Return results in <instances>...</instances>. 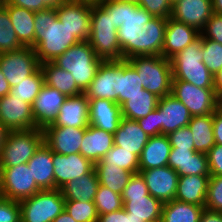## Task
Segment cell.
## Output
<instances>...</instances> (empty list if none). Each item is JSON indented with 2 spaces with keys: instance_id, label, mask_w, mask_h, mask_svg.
<instances>
[{
  "instance_id": "cell-3",
  "label": "cell",
  "mask_w": 222,
  "mask_h": 222,
  "mask_svg": "<svg viewBox=\"0 0 222 222\" xmlns=\"http://www.w3.org/2000/svg\"><path fill=\"white\" fill-rule=\"evenodd\" d=\"M102 61L88 41H81L69 47L52 62L63 70L70 72L76 85L85 92L94 79Z\"/></svg>"
},
{
  "instance_id": "cell-51",
  "label": "cell",
  "mask_w": 222,
  "mask_h": 222,
  "mask_svg": "<svg viewBox=\"0 0 222 222\" xmlns=\"http://www.w3.org/2000/svg\"><path fill=\"white\" fill-rule=\"evenodd\" d=\"M200 33L204 38L222 44V15L213 13Z\"/></svg>"
},
{
  "instance_id": "cell-48",
  "label": "cell",
  "mask_w": 222,
  "mask_h": 222,
  "mask_svg": "<svg viewBox=\"0 0 222 222\" xmlns=\"http://www.w3.org/2000/svg\"><path fill=\"white\" fill-rule=\"evenodd\" d=\"M0 222H21L19 201L0 196Z\"/></svg>"
},
{
  "instance_id": "cell-25",
  "label": "cell",
  "mask_w": 222,
  "mask_h": 222,
  "mask_svg": "<svg viewBox=\"0 0 222 222\" xmlns=\"http://www.w3.org/2000/svg\"><path fill=\"white\" fill-rule=\"evenodd\" d=\"M121 106L108 99H89V125L115 133L122 119Z\"/></svg>"
},
{
  "instance_id": "cell-58",
  "label": "cell",
  "mask_w": 222,
  "mask_h": 222,
  "mask_svg": "<svg viewBox=\"0 0 222 222\" xmlns=\"http://www.w3.org/2000/svg\"><path fill=\"white\" fill-rule=\"evenodd\" d=\"M5 4H11L33 12H37V0H7Z\"/></svg>"
},
{
  "instance_id": "cell-43",
  "label": "cell",
  "mask_w": 222,
  "mask_h": 222,
  "mask_svg": "<svg viewBox=\"0 0 222 222\" xmlns=\"http://www.w3.org/2000/svg\"><path fill=\"white\" fill-rule=\"evenodd\" d=\"M65 211L76 222H98L99 214L93 201L65 200Z\"/></svg>"
},
{
  "instance_id": "cell-66",
  "label": "cell",
  "mask_w": 222,
  "mask_h": 222,
  "mask_svg": "<svg viewBox=\"0 0 222 222\" xmlns=\"http://www.w3.org/2000/svg\"><path fill=\"white\" fill-rule=\"evenodd\" d=\"M7 2V0H0V6L5 4Z\"/></svg>"
},
{
  "instance_id": "cell-24",
  "label": "cell",
  "mask_w": 222,
  "mask_h": 222,
  "mask_svg": "<svg viewBox=\"0 0 222 222\" xmlns=\"http://www.w3.org/2000/svg\"><path fill=\"white\" fill-rule=\"evenodd\" d=\"M167 19L153 17L136 37V56L162 55Z\"/></svg>"
},
{
  "instance_id": "cell-35",
  "label": "cell",
  "mask_w": 222,
  "mask_h": 222,
  "mask_svg": "<svg viewBox=\"0 0 222 222\" xmlns=\"http://www.w3.org/2000/svg\"><path fill=\"white\" fill-rule=\"evenodd\" d=\"M188 127L193 133L196 152L207 153L216 144L213 132V114L192 116Z\"/></svg>"
},
{
  "instance_id": "cell-53",
  "label": "cell",
  "mask_w": 222,
  "mask_h": 222,
  "mask_svg": "<svg viewBox=\"0 0 222 222\" xmlns=\"http://www.w3.org/2000/svg\"><path fill=\"white\" fill-rule=\"evenodd\" d=\"M141 129L149 136L159 135V108L157 106L146 117L137 120Z\"/></svg>"
},
{
  "instance_id": "cell-59",
  "label": "cell",
  "mask_w": 222,
  "mask_h": 222,
  "mask_svg": "<svg viewBox=\"0 0 222 222\" xmlns=\"http://www.w3.org/2000/svg\"><path fill=\"white\" fill-rule=\"evenodd\" d=\"M66 0H37V12L46 9H56Z\"/></svg>"
},
{
  "instance_id": "cell-5",
  "label": "cell",
  "mask_w": 222,
  "mask_h": 222,
  "mask_svg": "<svg viewBox=\"0 0 222 222\" xmlns=\"http://www.w3.org/2000/svg\"><path fill=\"white\" fill-rule=\"evenodd\" d=\"M137 71L142 86L162 98L171 94L172 66L162 55L134 56L126 59Z\"/></svg>"
},
{
  "instance_id": "cell-14",
  "label": "cell",
  "mask_w": 222,
  "mask_h": 222,
  "mask_svg": "<svg viewBox=\"0 0 222 222\" xmlns=\"http://www.w3.org/2000/svg\"><path fill=\"white\" fill-rule=\"evenodd\" d=\"M0 122L9 131L36 128L32 105L10 94L0 98Z\"/></svg>"
},
{
  "instance_id": "cell-47",
  "label": "cell",
  "mask_w": 222,
  "mask_h": 222,
  "mask_svg": "<svg viewBox=\"0 0 222 222\" xmlns=\"http://www.w3.org/2000/svg\"><path fill=\"white\" fill-rule=\"evenodd\" d=\"M172 3L169 0H139L138 6L146 10L153 17L167 19L172 14Z\"/></svg>"
},
{
  "instance_id": "cell-54",
  "label": "cell",
  "mask_w": 222,
  "mask_h": 222,
  "mask_svg": "<svg viewBox=\"0 0 222 222\" xmlns=\"http://www.w3.org/2000/svg\"><path fill=\"white\" fill-rule=\"evenodd\" d=\"M211 176H222V145L215 144L207 153Z\"/></svg>"
},
{
  "instance_id": "cell-64",
  "label": "cell",
  "mask_w": 222,
  "mask_h": 222,
  "mask_svg": "<svg viewBox=\"0 0 222 222\" xmlns=\"http://www.w3.org/2000/svg\"><path fill=\"white\" fill-rule=\"evenodd\" d=\"M213 13L222 15V0H212Z\"/></svg>"
},
{
  "instance_id": "cell-63",
  "label": "cell",
  "mask_w": 222,
  "mask_h": 222,
  "mask_svg": "<svg viewBox=\"0 0 222 222\" xmlns=\"http://www.w3.org/2000/svg\"><path fill=\"white\" fill-rule=\"evenodd\" d=\"M8 133L9 130L0 122V151L6 141Z\"/></svg>"
},
{
  "instance_id": "cell-26",
  "label": "cell",
  "mask_w": 222,
  "mask_h": 222,
  "mask_svg": "<svg viewBox=\"0 0 222 222\" xmlns=\"http://www.w3.org/2000/svg\"><path fill=\"white\" fill-rule=\"evenodd\" d=\"M113 145L114 134L88 125L83 135L80 154L95 164L103 158Z\"/></svg>"
},
{
  "instance_id": "cell-55",
  "label": "cell",
  "mask_w": 222,
  "mask_h": 222,
  "mask_svg": "<svg viewBox=\"0 0 222 222\" xmlns=\"http://www.w3.org/2000/svg\"><path fill=\"white\" fill-rule=\"evenodd\" d=\"M98 222H139L135 220L124 208L108 214L99 215Z\"/></svg>"
},
{
  "instance_id": "cell-57",
  "label": "cell",
  "mask_w": 222,
  "mask_h": 222,
  "mask_svg": "<svg viewBox=\"0 0 222 222\" xmlns=\"http://www.w3.org/2000/svg\"><path fill=\"white\" fill-rule=\"evenodd\" d=\"M200 222H222V212L204 209L201 214Z\"/></svg>"
},
{
  "instance_id": "cell-38",
  "label": "cell",
  "mask_w": 222,
  "mask_h": 222,
  "mask_svg": "<svg viewBox=\"0 0 222 222\" xmlns=\"http://www.w3.org/2000/svg\"><path fill=\"white\" fill-rule=\"evenodd\" d=\"M94 169L100 185L121 195L133 175L132 172L114 165H94Z\"/></svg>"
},
{
  "instance_id": "cell-17",
  "label": "cell",
  "mask_w": 222,
  "mask_h": 222,
  "mask_svg": "<svg viewBox=\"0 0 222 222\" xmlns=\"http://www.w3.org/2000/svg\"><path fill=\"white\" fill-rule=\"evenodd\" d=\"M157 106L159 108V135H168L188 126L192 118L188 108L172 94L159 98Z\"/></svg>"
},
{
  "instance_id": "cell-45",
  "label": "cell",
  "mask_w": 222,
  "mask_h": 222,
  "mask_svg": "<svg viewBox=\"0 0 222 222\" xmlns=\"http://www.w3.org/2000/svg\"><path fill=\"white\" fill-rule=\"evenodd\" d=\"M202 62L215 75L222 68V44L201 35Z\"/></svg>"
},
{
  "instance_id": "cell-60",
  "label": "cell",
  "mask_w": 222,
  "mask_h": 222,
  "mask_svg": "<svg viewBox=\"0 0 222 222\" xmlns=\"http://www.w3.org/2000/svg\"><path fill=\"white\" fill-rule=\"evenodd\" d=\"M214 89L217 96L222 100V68L214 75Z\"/></svg>"
},
{
  "instance_id": "cell-67",
  "label": "cell",
  "mask_w": 222,
  "mask_h": 222,
  "mask_svg": "<svg viewBox=\"0 0 222 222\" xmlns=\"http://www.w3.org/2000/svg\"><path fill=\"white\" fill-rule=\"evenodd\" d=\"M84 1H89V2H93V3L99 2V0H84Z\"/></svg>"
},
{
  "instance_id": "cell-15",
  "label": "cell",
  "mask_w": 222,
  "mask_h": 222,
  "mask_svg": "<svg viewBox=\"0 0 222 222\" xmlns=\"http://www.w3.org/2000/svg\"><path fill=\"white\" fill-rule=\"evenodd\" d=\"M149 194L162 203L175 199L179 175L170 166L139 170Z\"/></svg>"
},
{
  "instance_id": "cell-13",
  "label": "cell",
  "mask_w": 222,
  "mask_h": 222,
  "mask_svg": "<svg viewBox=\"0 0 222 222\" xmlns=\"http://www.w3.org/2000/svg\"><path fill=\"white\" fill-rule=\"evenodd\" d=\"M153 16L134 3H127L125 22L118 28L122 59L136 56V37Z\"/></svg>"
},
{
  "instance_id": "cell-36",
  "label": "cell",
  "mask_w": 222,
  "mask_h": 222,
  "mask_svg": "<svg viewBox=\"0 0 222 222\" xmlns=\"http://www.w3.org/2000/svg\"><path fill=\"white\" fill-rule=\"evenodd\" d=\"M205 207L172 200L163 203L161 222H200Z\"/></svg>"
},
{
  "instance_id": "cell-21",
  "label": "cell",
  "mask_w": 222,
  "mask_h": 222,
  "mask_svg": "<svg viewBox=\"0 0 222 222\" xmlns=\"http://www.w3.org/2000/svg\"><path fill=\"white\" fill-rule=\"evenodd\" d=\"M170 166L179 176H211L207 154L195 149L171 148L168 158Z\"/></svg>"
},
{
  "instance_id": "cell-11",
  "label": "cell",
  "mask_w": 222,
  "mask_h": 222,
  "mask_svg": "<svg viewBox=\"0 0 222 222\" xmlns=\"http://www.w3.org/2000/svg\"><path fill=\"white\" fill-rule=\"evenodd\" d=\"M92 2L66 0L56 8L59 21L65 25L80 42L88 41L91 27Z\"/></svg>"
},
{
  "instance_id": "cell-41",
  "label": "cell",
  "mask_w": 222,
  "mask_h": 222,
  "mask_svg": "<svg viewBox=\"0 0 222 222\" xmlns=\"http://www.w3.org/2000/svg\"><path fill=\"white\" fill-rule=\"evenodd\" d=\"M94 165H114L134 174L139 172V156L120 146L113 145L103 158Z\"/></svg>"
},
{
  "instance_id": "cell-50",
  "label": "cell",
  "mask_w": 222,
  "mask_h": 222,
  "mask_svg": "<svg viewBox=\"0 0 222 222\" xmlns=\"http://www.w3.org/2000/svg\"><path fill=\"white\" fill-rule=\"evenodd\" d=\"M193 133L189 127H182L174 132L169 133L168 139L171 148L194 149Z\"/></svg>"
},
{
  "instance_id": "cell-23",
  "label": "cell",
  "mask_w": 222,
  "mask_h": 222,
  "mask_svg": "<svg viewBox=\"0 0 222 222\" xmlns=\"http://www.w3.org/2000/svg\"><path fill=\"white\" fill-rule=\"evenodd\" d=\"M89 125V99L85 93L67 97L52 124L48 126H64L87 128Z\"/></svg>"
},
{
  "instance_id": "cell-4",
  "label": "cell",
  "mask_w": 222,
  "mask_h": 222,
  "mask_svg": "<svg viewBox=\"0 0 222 222\" xmlns=\"http://www.w3.org/2000/svg\"><path fill=\"white\" fill-rule=\"evenodd\" d=\"M202 56L200 34L196 41L170 59L172 80H183L198 88H214V75L202 62Z\"/></svg>"
},
{
  "instance_id": "cell-46",
  "label": "cell",
  "mask_w": 222,
  "mask_h": 222,
  "mask_svg": "<svg viewBox=\"0 0 222 222\" xmlns=\"http://www.w3.org/2000/svg\"><path fill=\"white\" fill-rule=\"evenodd\" d=\"M205 208L222 212V176H210Z\"/></svg>"
},
{
  "instance_id": "cell-52",
  "label": "cell",
  "mask_w": 222,
  "mask_h": 222,
  "mask_svg": "<svg viewBox=\"0 0 222 222\" xmlns=\"http://www.w3.org/2000/svg\"><path fill=\"white\" fill-rule=\"evenodd\" d=\"M100 3L112 14L114 26L118 29L125 22L127 2L108 0Z\"/></svg>"
},
{
  "instance_id": "cell-30",
  "label": "cell",
  "mask_w": 222,
  "mask_h": 222,
  "mask_svg": "<svg viewBox=\"0 0 222 222\" xmlns=\"http://www.w3.org/2000/svg\"><path fill=\"white\" fill-rule=\"evenodd\" d=\"M171 145L167 135L149 137L139 156V170L168 166Z\"/></svg>"
},
{
  "instance_id": "cell-9",
  "label": "cell",
  "mask_w": 222,
  "mask_h": 222,
  "mask_svg": "<svg viewBox=\"0 0 222 222\" xmlns=\"http://www.w3.org/2000/svg\"><path fill=\"white\" fill-rule=\"evenodd\" d=\"M39 191L27 163L0 167V196L20 202Z\"/></svg>"
},
{
  "instance_id": "cell-8",
  "label": "cell",
  "mask_w": 222,
  "mask_h": 222,
  "mask_svg": "<svg viewBox=\"0 0 222 222\" xmlns=\"http://www.w3.org/2000/svg\"><path fill=\"white\" fill-rule=\"evenodd\" d=\"M171 94L188 108L192 116L213 114L222 104L214 88H198L183 80H172Z\"/></svg>"
},
{
  "instance_id": "cell-40",
  "label": "cell",
  "mask_w": 222,
  "mask_h": 222,
  "mask_svg": "<svg viewBox=\"0 0 222 222\" xmlns=\"http://www.w3.org/2000/svg\"><path fill=\"white\" fill-rule=\"evenodd\" d=\"M43 85L44 74L41 67H39L31 76L23 79L18 85L12 87L9 94L12 97H17L32 105Z\"/></svg>"
},
{
  "instance_id": "cell-42",
  "label": "cell",
  "mask_w": 222,
  "mask_h": 222,
  "mask_svg": "<svg viewBox=\"0 0 222 222\" xmlns=\"http://www.w3.org/2000/svg\"><path fill=\"white\" fill-rule=\"evenodd\" d=\"M24 47L13 28L8 11L0 6V54L16 51Z\"/></svg>"
},
{
  "instance_id": "cell-1",
  "label": "cell",
  "mask_w": 222,
  "mask_h": 222,
  "mask_svg": "<svg viewBox=\"0 0 222 222\" xmlns=\"http://www.w3.org/2000/svg\"><path fill=\"white\" fill-rule=\"evenodd\" d=\"M35 45L39 63L52 62L69 47L80 41L63 25L56 9H46L35 12Z\"/></svg>"
},
{
  "instance_id": "cell-29",
  "label": "cell",
  "mask_w": 222,
  "mask_h": 222,
  "mask_svg": "<svg viewBox=\"0 0 222 222\" xmlns=\"http://www.w3.org/2000/svg\"><path fill=\"white\" fill-rule=\"evenodd\" d=\"M210 176H179L175 200L205 207Z\"/></svg>"
},
{
  "instance_id": "cell-33",
  "label": "cell",
  "mask_w": 222,
  "mask_h": 222,
  "mask_svg": "<svg viewBox=\"0 0 222 222\" xmlns=\"http://www.w3.org/2000/svg\"><path fill=\"white\" fill-rule=\"evenodd\" d=\"M44 74V83L57 89L67 97L84 93L77 85L72 74L55 65L53 62L40 64Z\"/></svg>"
},
{
  "instance_id": "cell-68",
  "label": "cell",
  "mask_w": 222,
  "mask_h": 222,
  "mask_svg": "<svg viewBox=\"0 0 222 222\" xmlns=\"http://www.w3.org/2000/svg\"><path fill=\"white\" fill-rule=\"evenodd\" d=\"M172 4H174L178 0H169Z\"/></svg>"
},
{
  "instance_id": "cell-49",
  "label": "cell",
  "mask_w": 222,
  "mask_h": 222,
  "mask_svg": "<svg viewBox=\"0 0 222 222\" xmlns=\"http://www.w3.org/2000/svg\"><path fill=\"white\" fill-rule=\"evenodd\" d=\"M149 195L148 188L146 183L142 177V175L138 173H134L128 184L125 186L122 192V201L124 202L128 197H137V196H147Z\"/></svg>"
},
{
  "instance_id": "cell-65",
  "label": "cell",
  "mask_w": 222,
  "mask_h": 222,
  "mask_svg": "<svg viewBox=\"0 0 222 222\" xmlns=\"http://www.w3.org/2000/svg\"><path fill=\"white\" fill-rule=\"evenodd\" d=\"M116 1H120V2H127V3H134L138 5V1L139 0H116Z\"/></svg>"
},
{
  "instance_id": "cell-10",
  "label": "cell",
  "mask_w": 222,
  "mask_h": 222,
  "mask_svg": "<svg viewBox=\"0 0 222 222\" xmlns=\"http://www.w3.org/2000/svg\"><path fill=\"white\" fill-rule=\"evenodd\" d=\"M39 67L40 63L33 47H22L0 54V70L11 88L31 76Z\"/></svg>"
},
{
  "instance_id": "cell-39",
  "label": "cell",
  "mask_w": 222,
  "mask_h": 222,
  "mask_svg": "<svg viewBox=\"0 0 222 222\" xmlns=\"http://www.w3.org/2000/svg\"><path fill=\"white\" fill-rule=\"evenodd\" d=\"M144 87L135 68L125 59L120 60V94L119 106L129 97L142 93Z\"/></svg>"
},
{
  "instance_id": "cell-44",
  "label": "cell",
  "mask_w": 222,
  "mask_h": 222,
  "mask_svg": "<svg viewBox=\"0 0 222 222\" xmlns=\"http://www.w3.org/2000/svg\"><path fill=\"white\" fill-rule=\"evenodd\" d=\"M93 202L99 215L108 214L123 208L121 194L113 192L100 184Z\"/></svg>"
},
{
  "instance_id": "cell-61",
  "label": "cell",
  "mask_w": 222,
  "mask_h": 222,
  "mask_svg": "<svg viewBox=\"0 0 222 222\" xmlns=\"http://www.w3.org/2000/svg\"><path fill=\"white\" fill-rule=\"evenodd\" d=\"M11 86L0 70V98L9 94Z\"/></svg>"
},
{
  "instance_id": "cell-27",
  "label": "cell",
  "mask_w": 222,
  "mask_h": 222,
  "mask_svg": "<svg viewBox=\"0 0 222 222\" xmlns=\"http://www.w3.org/2000/svg\"><path fill=\"white\" fill-rule=\"evenodd\" d=\"M27 165L41 190L54 189L53 151L45 143L38 148Z\"/></svg>"
},
{
  "instance_id": "cell-62",
  "label": "cell",
  "mask_w": 222,
  "mask_h": 222,
  "mask_svg": "<svg viewBox=\"0 0 222 222\" xmlns=\"http://www.w3.org/2000/svg\"><path fill=\"white\" fill-rule=\"evenodd\" d=\"M53 222H76L65 210L61 212Z\"/></svg>"
},
{
  "instance_id": "cell-22",
  "label": "cell",
  "mask_w": 222,
  "mask_h": 222,
  "mask_svg": "<svg viewBox=\"0 0 222 222\" xmlns=\"http://www.w3.org/2000/svg\"><path fill=\"white\" fill-rule=\"evenodd\" d=\"M200 32L172 17L167 18L162 56L171 59L200 37Z\"/></svg>"
},
{
  "instance_id": "cell-19",
  "label": "cell",
  "mask_w": 222,
  "mask_h": 222,
  "mask_svg": "<svg viewBox=\"0 0 222 222\" xmlns=\"http://www.w3.org/2000/svg\"><path fill=\"white\" fill-rule=\"evenodd\" d=\"M66 98V95L44 83L32 104L36 128L44 129L52 124Z\"/></svg>"
},
{
  "instance_id": "cell-32",
  "label": "cell",
  "mask_w": 222,
  "mask_h": 222,
  "mask_svg": "<svg viewBox=\"0 0 222 222\" xmlns=\"http://www.w3.org/2000/svg\"><path fill=\"white\" fill-rule=\"evenodd\" d=\"M9 13L13 28L24 47L35 45V12L11 4L2 5Z\"/></svg>"
},
{
  "instance_id": "cell-31",
  "label": "cell",
  "mask_w": 222,
  "mask_h": 222,
  "mask_svg": "<svg viewBox=\"0 0 222 222\" xmlns=\"http://www.w3.org/2000/svg\"><path fill=\"white\" fill-rule=\"evenodd\" d=\"M163 203L151 196L128 197L123 202V208L139 222L161 221Z\"/></svg>"
},
{
  "instance_id": "cell-20",
  "label": "cell",
  "mask_w": 222,
  "mask_h": 222,
  "mask_svg": "<svg viewBox=\"0 0 222 222\" xmlns=\"http://www.w3.org/2000/svg\"><path fill=\"white\" fill-rule=\"evenodd\" d=\"M212 14V0H178L172 5L171 17L201 32Z\"/></svg>"
},
{
  "instance_id": "cell-28",
  "label": "cell",
  "mask_w": 222,
  "mask_h": 222,
  "mask_svg": "<svg viewBox=\"0 0 222 222\" xmlns=\"http://www.w3.org/2000/svg\"><path fill=\"white\" fill-rule=\"evenodd\" d=\"M149 136L141 129L137 120L122 118L114 133V145L140 156Z\"/></svg>"
},
{
  "instance_id": "cell-7",
  "label": "cell",
  "mask_w": 222,
  "mask_h": 222,
  "mask_svg": "<svg viewBox=\"0 0 222 222\" xmlns=\"http://www.w3.org/2000/svg\"><path fill=\"white\" fill-rule=\"evenodd\" d=\"M19 204L21 222H53L65 210V199L60 189L41 190Z\"/></svg>"
},
{
  "instance_id": "cell-16",
  "label": "cell",
  "mask_w": 222,
  "mask_h": 222,
  "mask_svg": "<svg viewBox=\"0 0 222 222\" xmlns=\"http://www.w3.org/2000/svg\"><path fill=\"white\" fill-rule=\"evenodd\" d=\"M54 189H61L71 180L88 174L94 164L80 153L61 155L53 152Z\"/></svg>"
},
{
  "instance_id": "cell-2",
  "label": "cell",
  "mask_w": 222,
  "mask_h": 222,
  "mask_svg": "<svg viewBox=\"0 0 222 222\" xmlns=\"http://www.w3.org/2000/svg\"><path fill=\"white\" fill-rule=\"evenodd\" d=\"M91 27L88 42L103 61L122 60L118 29L112 14L100 3L92 2Z\"/></svg>"
},
{
  "instance_id": "cell-34",
  "label": "cell",
  "mask_w": 222,
  "mask_h": 222,
  "mask_svg": "<svg viewBox=\"0 0 222 222\" xmlns=\"http://www.w3.org/2000/svg\"><path fill=\"white\" fill-rule=\"evenodd\" d=\"M98 187V177L93 168L88 174L78 179L71 180L60 190L65 200L94 201Z\"/></svg>"
},
{
  "instance_id": "cell-37",
  "label": "cell",
  "mask_w": 222,
  "mask_h": 222,
  "mask_svg": "<svg viewBox=\"0 0 222 222\" xmlns=\"http://www.w3.org/2000/svg\"><path fill=\"white\" fill-rule=\"evenodd\" d=\"M158 101L159 97L144 88L142 93L129 97L121 106L122 117L129 120L146 117L157 108Z\"/></svg>"
},
{
  "instance_id": "cell-6",
  "label": "cell",
  "mask_w": 222,
  "mask_h": 222,
  "mask_svg": "<svg viewBox=\"0 0 222 222\" xmlns=\"http://www.w3.org/2000/svg\"><path fill=\"white\" fill-rule=\"evenodd\" d=\"M44 143L41 128L9 131L0 151V167H12L27 163Z\"/></svg>"
},
{
  "instance_id": "cell-56",
  "label": "cell",
  "mask_w": 222,
  "mask_h": 222,
  "mask_svg": "<svg viewBox=\"0 0 222 222\" xmlns=\"http://www.w3.org/2000/svg\"><path fill=\"white\" fill-rule=\"evenodd\" d=\"M213 132L215 143L222 145V104L213 113Z\"/></svg>"
},
{
  "instance_id": "cell-18",
  "label": "cell",
  "mask_w": 222,
  "mask_h": 222,
  "mask_svg": "<svg viewBox=\"0 0 222 222\" xmlns=\"http://www.w3.org/2000/svg\"><path fill=\"white\" fill-rule=\"evenodd\" d=\"M44 143L61 155L80 153L85 128L46 126L43 129Z\"/></svg>"
},
{
  "instance_id": "cell-12",
  "label": "cell",
  "mask_w": 222,
  "mask_h": 222,
  "mask_svg": "<svg viewBox=\"0 0 222 222\" xmlns=\"http://www.w3.org/2000/svg\"><path fill=\"white\" fill-rule=\"evenodd\" d=\"M84 93L88 99H108L119 105L120 60L102 61Z\"/></svg>"
}]
</instances>
